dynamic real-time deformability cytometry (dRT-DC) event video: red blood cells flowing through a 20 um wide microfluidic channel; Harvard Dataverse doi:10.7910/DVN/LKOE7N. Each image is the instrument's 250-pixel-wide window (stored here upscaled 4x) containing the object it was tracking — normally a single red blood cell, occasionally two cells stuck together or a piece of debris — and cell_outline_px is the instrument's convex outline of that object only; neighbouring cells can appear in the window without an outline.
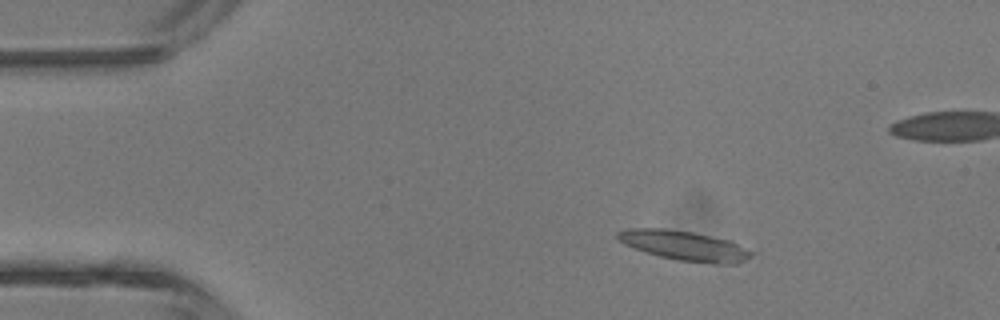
{"species": "common noctule bat (a hibernating species)", "species_latin": "Nyctalus noctula", "temperature_condition": "room temperature", "stored_images_in_passage": 4, "camera_frame_rate_fps": 3000, "um_per_image_px": 0.085, "animal": {"sex": "male", "body_mass_g": 13.3}, "frame": {"image": 1, "passage_image": 2, "time_ms": 1.333, "image_size_px": [1000, 320], "cell_outline_px": [[760, 252], [736, 264], [712, 264], [676, 260], [660, 256], [624, 244], [616, 240], [616, 232], [628, 228], [664, 228], [692, 232], [732, 240]], "centroid_in_image_um": [58.28, 20.88], "position_along_channel_um": 26.7, "area_um2": 23.76}}